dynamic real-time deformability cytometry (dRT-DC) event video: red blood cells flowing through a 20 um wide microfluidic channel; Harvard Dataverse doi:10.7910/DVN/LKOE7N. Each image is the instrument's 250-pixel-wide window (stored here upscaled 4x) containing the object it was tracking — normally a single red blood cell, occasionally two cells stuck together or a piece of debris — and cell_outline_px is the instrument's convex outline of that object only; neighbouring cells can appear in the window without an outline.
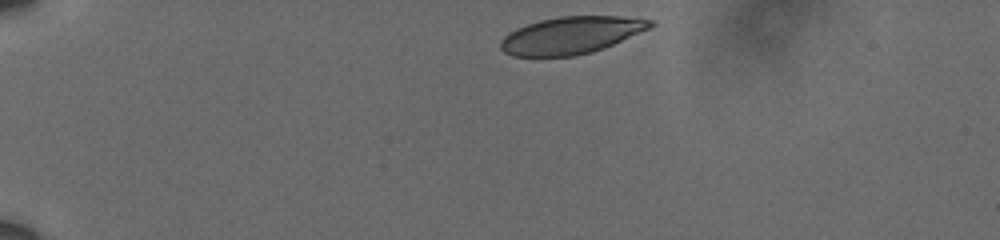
{"species": "human", "species_latin": "Homo sapiens", "temperature_condition": "cold", "stored_images_in_passage": 33, "camera_frame_rate_fps": 3000, "um_per_image_px": 0.085, "donor": {"sex": "male"}, "frame": {"image": 1, "passage_image": 1, "time_ms": 0.0, "image_size_px": [1000, 240], "cell_outline_px": [[656, 24], [648, 28], [604, 48], [592, 52], [572, 56], [512, 56], [504, 52], [500, 48], [500, 40], [508, 32], [516, 28], [540, 20], [560, 16], [620, 16], [652, 20]], "centroid_in_image_um": [48.5, 2.99], "position_along_channel_um": 36.5, "area_um2": 32.25}}
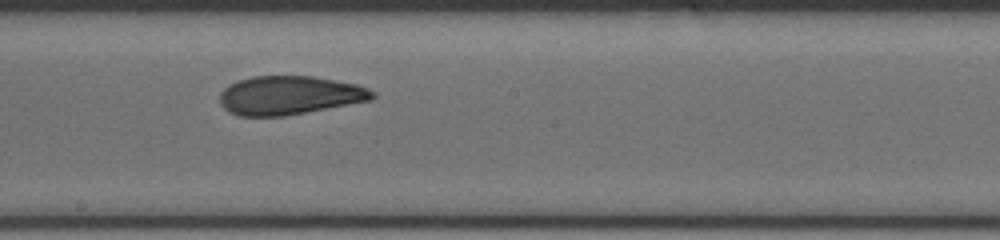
{"frame": {"image": 2, "passage_image": 15, "time_ms": 4.667, "image_size_px": [1000, 240], "cell_outline_px": [[376, 96], [372, 100], [284, 116], [240, 116], [228, 112], [220, 104], [220, 92], [228, 84], [252, 76], [312, 76], [356, 84], [368, 88], [376, 92]], "centroid_in_image_um": [24.6, 8.1], "position_along_channel_um": 223.6, "area_um2": 34.51}}
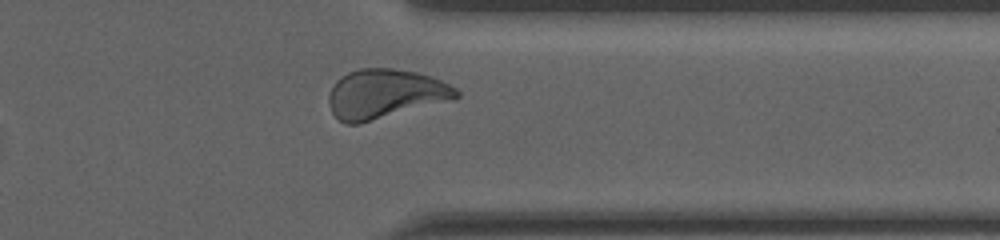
{"frame": {"image": 3, "passage_image": 28, "time_ms": 9.0, "image_size_px": [1000, 240], "cell_outline_px": [[460, 96], [360, 124], [344, 124], [332, 112], [328, 104], [328, 96], [336, 80], [340, 76], [348, 72], [360, 68], [392, 68], [416, 72], [432, 76], [456, 88], [460, 92]], "centroid_in_image_um": [32.67, 7.96], "position_along_channel_um": 378.7, "area_um2": 36.24}, "authors_computed_cell_mechanics": {"area_um2": 35.0268, "velocity_mm_per_s": 3.5924, "shape_relaxation_time_tau1_ms": 3.2685, "shape_relaxation_time_tau2_ms": 0.9729, "deformation_change_tau1": 0.1339, "deformation_change_tau2": 0.0773}}